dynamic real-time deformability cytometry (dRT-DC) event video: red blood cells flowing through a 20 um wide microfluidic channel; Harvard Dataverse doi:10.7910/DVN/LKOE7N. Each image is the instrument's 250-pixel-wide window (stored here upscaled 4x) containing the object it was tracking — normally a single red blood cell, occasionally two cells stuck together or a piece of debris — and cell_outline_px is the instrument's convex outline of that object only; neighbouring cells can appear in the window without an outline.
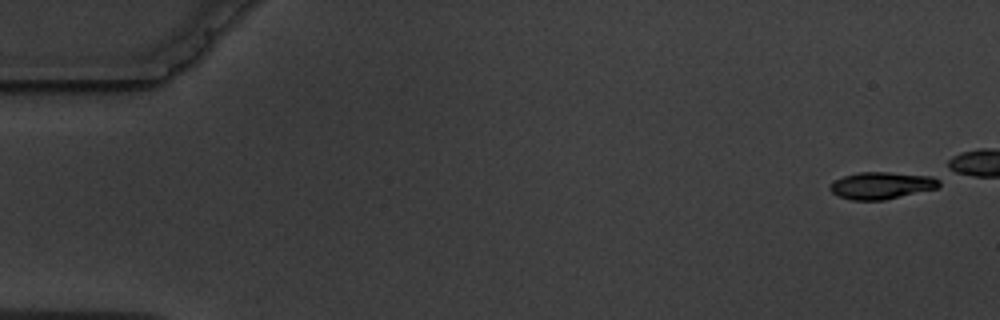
{"species": "common noctule bat (a hibernating species)", "species_latin": "Nyctalus noctula", "temperature_condition": "warm", "stored_images_in_passage": 7, "camera_frame_rate_fps": 3000, "um_per_image_px": 0.085, "animal": {"sex": "male", "body_mass_g": 19.5, "forearm_length_mm": 54.6}, "frame": {"image": 1, "passage_image": 1, "time_ms": 0.0, "image_size_px": [1000, 320], "cell_outline_px": [[940, 184], [936, 188], [884, 200], [852, 200], [840, 196], [832, 192], [828, 188], [836, 180], [844, 176], [860, 172], [888, 172], [940, 176]], "centroid_in_image_um": [74.99, 15.75], "position_along_channel_um": 10.0, "area_um2": 17.17}}
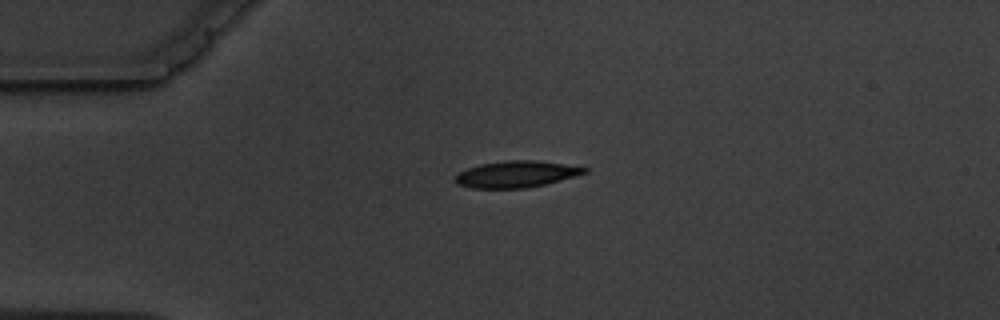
{"frame": {"image": 2, "passage_image": 7, "time_ms": 8.667, "image_size_px": [1000, 320], "cell_outline_px": [[588, 172], [560, 180], [544, 184], [524, 188], [472, 188], [456, 184], [452, 180], [460, 172], [468, 168], [480, 164], [504, 160], [532, 160], [588, 168]], "centroid_in_image_um": [43.81, 14.81], "position_along_channel_um": 41.2, "area_um2": 19.71}}